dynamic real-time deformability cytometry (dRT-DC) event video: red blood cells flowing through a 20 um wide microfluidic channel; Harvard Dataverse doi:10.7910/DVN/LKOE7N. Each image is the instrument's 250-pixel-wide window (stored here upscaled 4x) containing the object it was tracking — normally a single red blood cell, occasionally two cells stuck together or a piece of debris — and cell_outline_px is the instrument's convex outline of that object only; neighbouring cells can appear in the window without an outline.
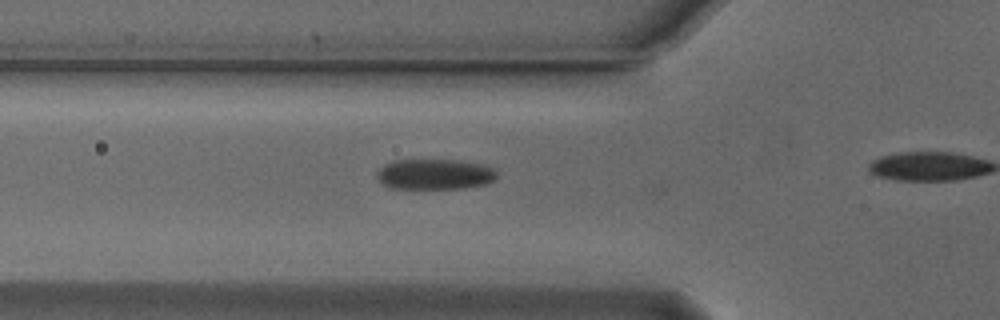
{"species": "Egyptian fruit bat (a non-hibernating species)", "species_latin": "Rousettus aegyptiacus", "temperature_condition": "cold", "stored_images_in_passage": 13, "camera_frame_rate_fps": 3000, "um_per_image_px": 0.085, "animal": {"sex": "male"}, "frame": {"image": 1, "passage_image": 8, "time_ms": 2.333, "image_size_px": [1000, 320], "cell_outline_px": [[496, 176], [492, 180], [484, 184], [464, 188], [388, 188], [376, 176], [376, 172], [384, 164], [392, 160], [456, 160], [480, 164], [492, 168], [496, 172]], "centroid_in_image_um": [36.89, 14.8], "position_along_channel_um": 88.9, "area_um2": 21.1}}
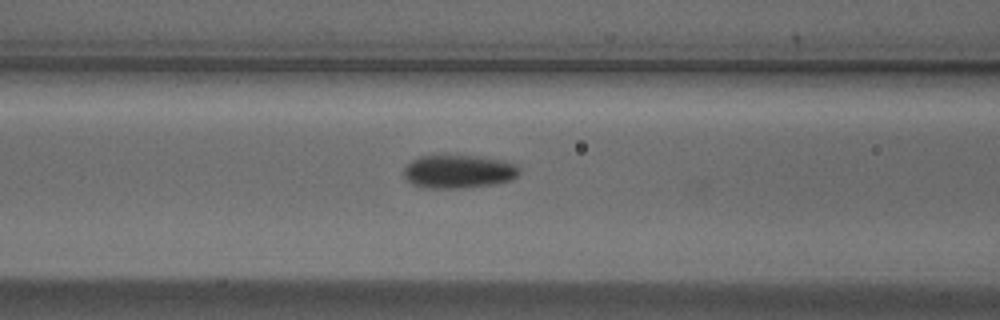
{"frame": {"image": 2, "passage_image": 11, "time_ms": 3.333, "image_size_px": [1000, 320], "cell_outline_px": [[520, 172], [516, 176], [508, 180], [492, 184], [464, 188], [432, 188], [412, 184], [404, 176], [404, 168], [412, 160], [420, 156], [444, 152], [476, 156], [500, 160], [516, 164], [520, 168]], "centroid_in_image_um": [38.94, 14.53], "position_along_channel_um": 127.7, "area_um2": 22.89}}